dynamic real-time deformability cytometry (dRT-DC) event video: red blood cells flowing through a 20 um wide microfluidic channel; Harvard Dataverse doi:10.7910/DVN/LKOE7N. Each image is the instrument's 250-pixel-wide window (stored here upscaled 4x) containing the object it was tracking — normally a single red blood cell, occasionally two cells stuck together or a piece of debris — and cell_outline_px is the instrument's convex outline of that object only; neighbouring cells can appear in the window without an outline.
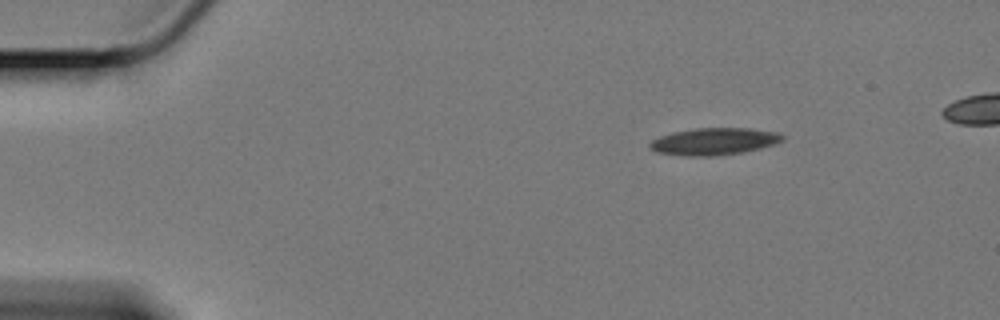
{"species": "Egyptian fruit bat (a non-hibernating species)", "species_latin": "Rousettus aegyptiacus", "temperature_condition": "cold", "stored_images_in_passage": 42, "camera_frame_rate_fps": 3000, "um_per_image_px": 0.085, "animal": {"sex": "female"}, "frame": {"image": 1, "passage_image": 1, "time_ms": 0.0, "image_size_px": [1000, 320], "cell_outline_px": [[784, 140], [760, 148], [744, 152], [712, 156], [684, 156], [656, 152], [648, 148], [648, 144], [652, 140], [660, 136], [672, 132], [696, 128], [748, 128], [776, 132], [784, 136]], "centroid_in_image_um": [60.65, 12.02], "position_along_channel_um": 24.4, "area_um2": 20.92}}
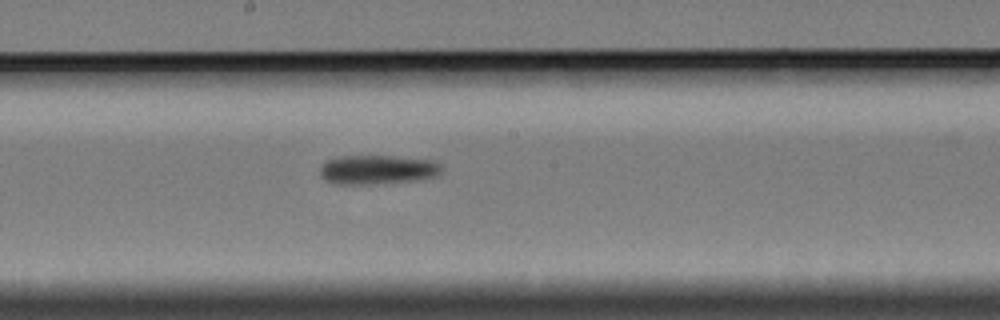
{"frame": {"image": 2, "passage_image": 25, "time_ms": 8.0, "image_size_px": [1000, 320], "cell_outline_px": [[440, 172], [436, 176], [416, 180], [368, 184], [340, 184], [324, 180], [320, 176], [320, 168], [328, 160], [340, 156], [392, 156], [432, 160], [440, 164]], "centroid_in_image_um": [32.06, 14.42], "position_along_channel_um": 216.1, "area_um2": 20.46}}
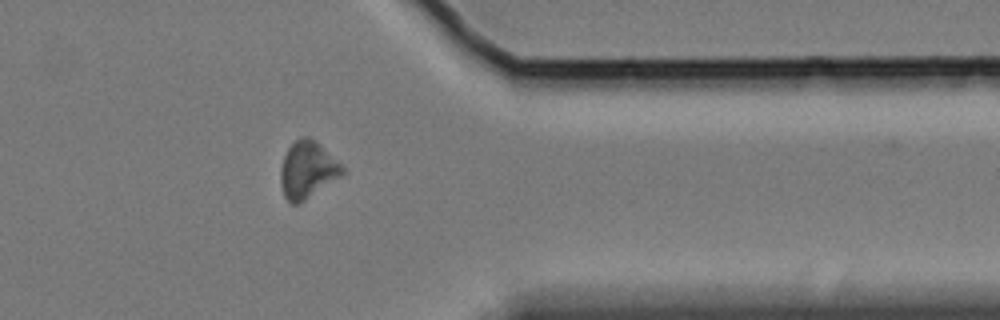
{"frame": {"image": 3, "passage_image": 41, "time_ms": 13.333, "image_size_px": [1000, 320], "cell_outline_px": [[344, 172], [340, 176], [300, 204], [292, 204], [284, 196], [280, 184], [280, 168], [284, 156], [288, 148], [300, 136], [308, 136], [316, 140], [344, 168]], "centroid_in_image_um": [26.1, 14.44], "position_along_channel_um": 385.3, "area_um2": 20.4}}